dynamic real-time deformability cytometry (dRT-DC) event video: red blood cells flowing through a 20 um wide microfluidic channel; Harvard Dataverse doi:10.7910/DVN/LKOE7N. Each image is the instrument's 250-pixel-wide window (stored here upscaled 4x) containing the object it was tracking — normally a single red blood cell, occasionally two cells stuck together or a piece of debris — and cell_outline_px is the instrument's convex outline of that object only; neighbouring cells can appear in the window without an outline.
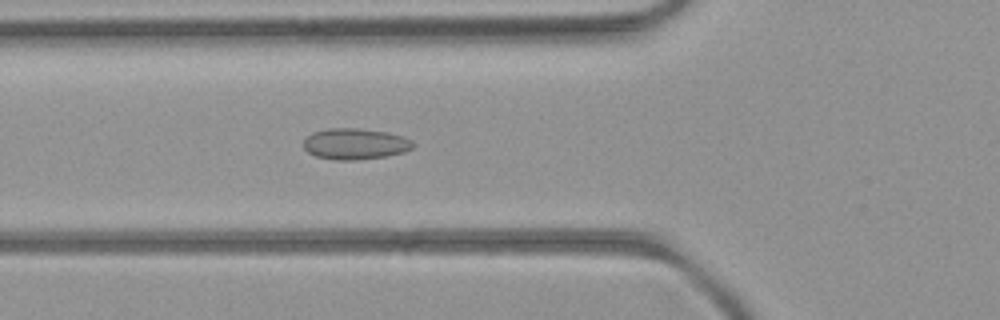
{"species": "common noctule bat (a hibernating species)", "species_latin": "Nyctalus noctula", "temperature_condition": "room temperature", "stored_images_in_passage": 48, "camera_frame_rate_fps": 3000, "um_per_image_px": 0.085, "animal": {"sex": "female", "body_mass_g": 21.9}, "frame": {"image": 1, "passage_image": 15, "time_ms": 4.667, "image_size_px": [1000, 320], "cell_outline_px": [[416, 144], [412, 148], [404, 152], [384, 156], [356, 160], [336, 160], [316, 156], [308, 152], [304, 148], [304, 140], [312, 132], [328, 128], [360, 128], [388, 132], [404, 136], [412, 140]], "centroid_in_image_um": [30.21, 12.22], "position_along_channel_um": 95.6, "area_um2": 19.94}}
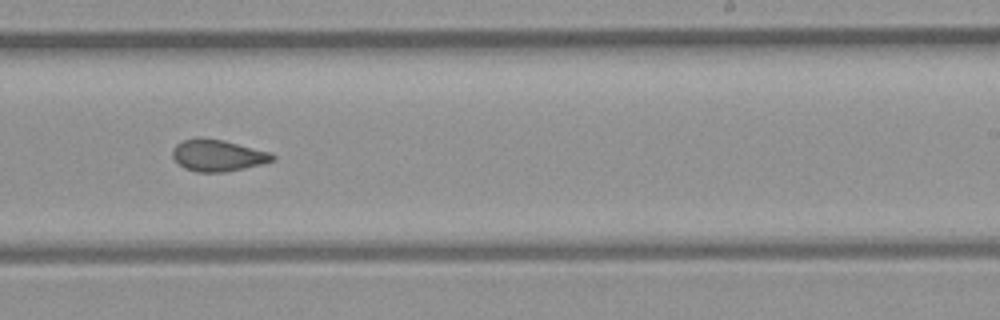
{"frame": {"image": 2, "passage_image": 28, "time_ms": 9.0, "image_size_px": [1000, 320], "cell_outline_px": [[276, 160], [244, 168], [224, 172], [196, 172], [184, 168], [172, 156], [172, 148], [176, 144], [184, 140], [224, 140], [272, 152], [276, 156]], "centroid_in_image_um": [18.56, 13.24], "position_along_channel_um": 270.4, "area_um2": 18.09}}
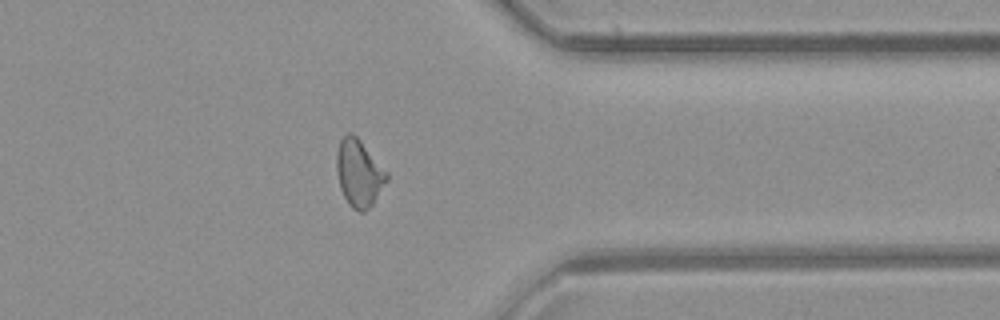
{"frame": {"image": 3, "passage_image": 37, "time_ms": 12.0, "image_size_px": [1000, 320], "cell_outline_px": [[388, 180], [372, 204], [364, 212], [360, 212], [352, 208], [348, 204], [340, 188], [336, 168], [336, 152], [340, 140], [348, 132], [352, 132], [360, 140], [388, 172]], "centroid_in_image_um": [30.51, 14.71], "position_along_channel_um": 380.9, "area_um2": 19.59}, "authors_computed_cell_mechanics": {"area_um2": 18.8717, "velocity_mm_per_s": 4.0215, "shape_relaxation_time_tau1_ms": null, "shape_relaxation_time_tau2_ms": 1.5304, "deformation_change_tau1": null, "deformation_change_tau2": 0.0571}}